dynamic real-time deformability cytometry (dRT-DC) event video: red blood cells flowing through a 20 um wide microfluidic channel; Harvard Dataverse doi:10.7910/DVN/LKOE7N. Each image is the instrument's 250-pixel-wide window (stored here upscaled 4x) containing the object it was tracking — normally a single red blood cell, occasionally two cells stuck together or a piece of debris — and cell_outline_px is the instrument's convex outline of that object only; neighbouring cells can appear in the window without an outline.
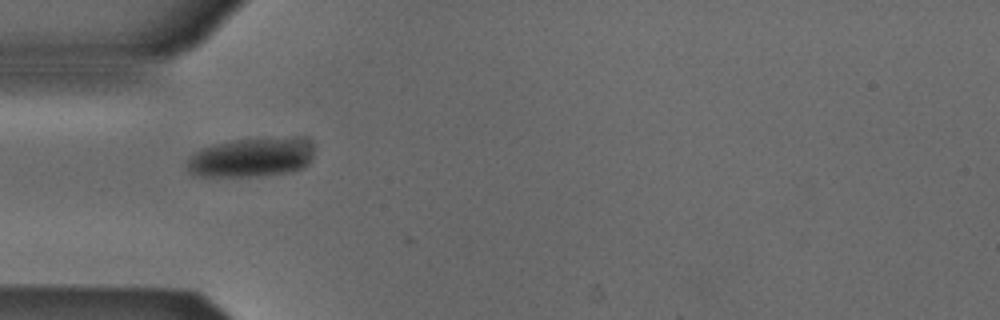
{"species": "Egyptian fruit bat (a non-hibernating species)", "species_latin": "Rousettus aegyptiacus", "temperature_condition": "cold", "stored_images_in_passage": 7, "camera_frame_rate_fps": 3000, "um_per_image_px": 0.085, "animal": {"sex": "male"}, "frame": {"image": 1, "passage_image": 1, "time_ms": 0.0, "image_size_px": [1000, 320], "cell_outline_px": [[312, 160], [304, 168], [292, 172], [260, 176], [200, 176], [188, 172], [184, 164], [188, 156], [192, 152], [200, 148], [212, 144], [236, 140], [304, 140], [312, 144]], "centroid_in_image_um": [21.24, 13.44], "position_along_channel_um": 63.8, "area_um2": 28.67}}
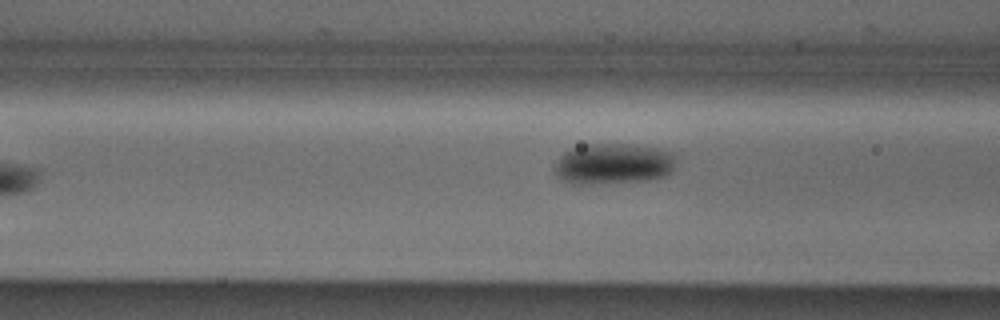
{"frame": {"image": 2, "passage_image": 5, "time_ms": 1.333, "image_size_px": [1000, 320], "cell_outline_px": [[676, 156], [672, 172], [664, 176], [648, 180], [592, 184], [572, 184], [564, 180], [556, 172], [556, 164], [560, 156], [564, 152], [572, 148], [584, 144], [632, 144], [660, 148], [672, 152]], "centroid_in_image_um": [52.18, 13.91], "position_along_channel_um": 114.4, "area_um2": 28.96}}